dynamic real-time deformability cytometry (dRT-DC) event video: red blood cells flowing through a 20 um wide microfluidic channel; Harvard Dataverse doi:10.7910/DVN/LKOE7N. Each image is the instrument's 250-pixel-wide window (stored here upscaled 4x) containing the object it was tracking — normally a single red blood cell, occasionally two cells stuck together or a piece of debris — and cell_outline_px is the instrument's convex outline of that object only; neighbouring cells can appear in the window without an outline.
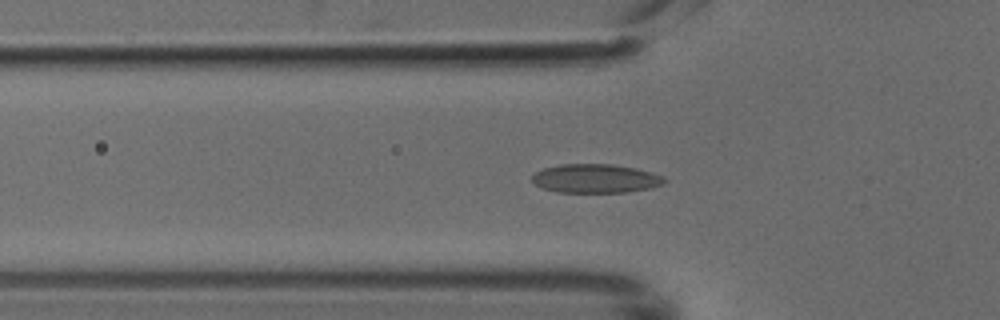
{"species": "common noctule bat (a hibernating species)", "species_latin": "Nyctalus noctula", "temperature_condition": "cold", "stored_images_in_passage": 32, "camera_frame_rate_fps": 3000, "um_per_image_px": 0.085, "animal": {"sex": "male", "body_mass_g": 18.8}, "frame": {"image": 1, "passage_image": 3, "time_ms": 0.667, "image_size_px": [1000, 320], "cell_outline_px": [[668, 180], [664, 184], [648, 188], [628, 192], [556, 192], [544, 188], [536, 184], [532, 180], [532, 176], [536, 172], [544, 168], [560, 164], [612, 164], [636, 168], [664, 176]], "centroid_in_image_um": [50.65, 15.17], "position_along_channel_um": 75.1, "area_um2": 22.2}}
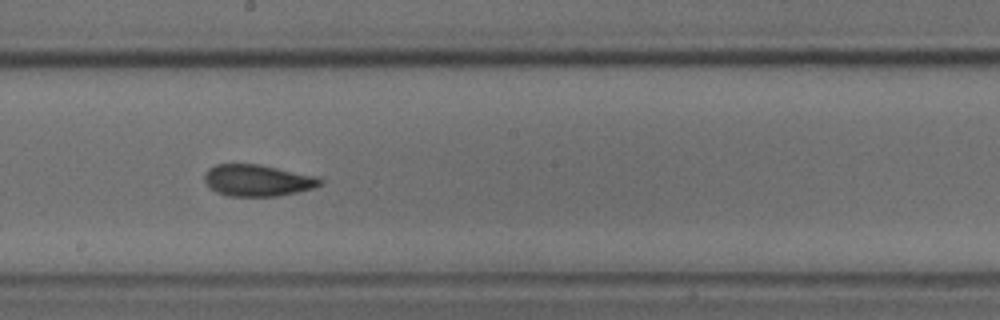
{"frame": {"image": 2, "passage_image": 14, "time_ms": 4.333, "image_size_px": [1000, 320], "cell_outline_px": [[324, 184], [316, 188], [276, 196], [228, 196], [216, 192], [204, 180], [204, 172], [208, 168], [216, 164], [260, 164], [316, 176], [324, 180]], "centroid_in_image_um": [21.92, 15.33], "position_along_channel_um": 226.3, "area_um2": 21.44}}
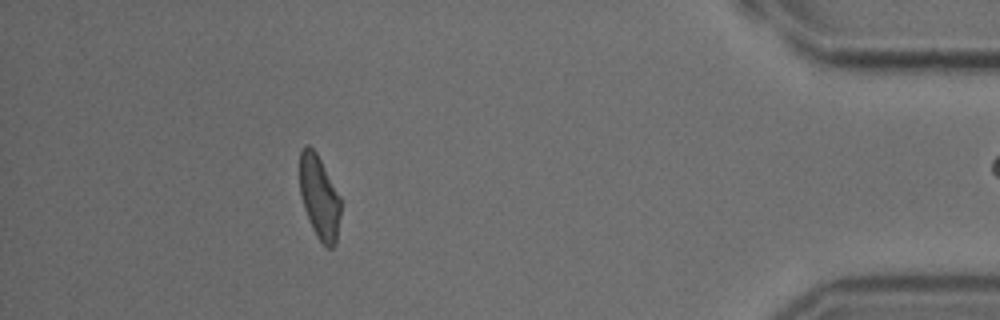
{"frame": {"image": 3, "passage_image": 31, "time_ms": 10.0, "image_size_px": [1000, 320], "cell_outline_px": [[340, 216], [336, 244], [332, 248], [324, 248], [316, 236], [312, 228], [304, 208], [300, 192], [300, 152], [304, 144], [308, 144], [316, 152], [340, 196]], "centroid_in_image_um": [27.14, 16.8], "position_along_channel_um": 408.1, "area_um2": 20.0}}